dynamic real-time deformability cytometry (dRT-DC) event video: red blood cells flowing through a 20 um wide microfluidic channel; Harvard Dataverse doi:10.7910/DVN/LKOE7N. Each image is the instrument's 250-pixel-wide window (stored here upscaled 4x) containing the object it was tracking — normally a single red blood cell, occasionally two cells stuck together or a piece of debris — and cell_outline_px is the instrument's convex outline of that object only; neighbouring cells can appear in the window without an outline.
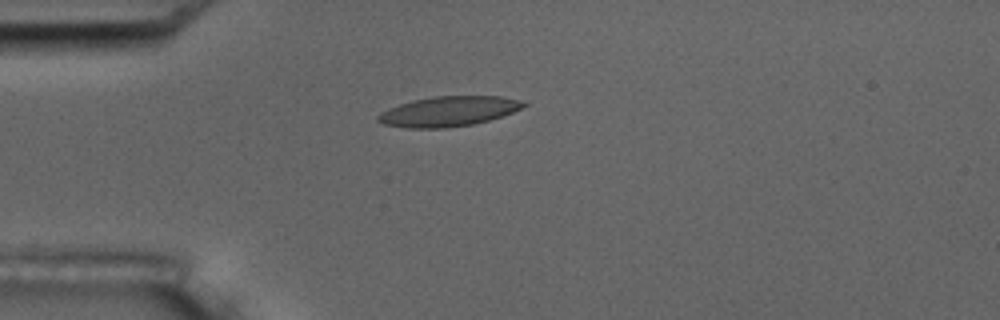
{"species": "common noctule bat (a hibernating species)", "species_latin": "Nyctalus noctula", "temperature_condition": "room temperature", "stored_images_in_passage": 1, "camera_frame_rate_fps": 3000, "um_per_image_px": 0.085, "animal": {"sex": "male", "body_mass_g": 17.5, "forearm_length_mm": 52.3}, "frame": {"image": 1, "passage_image": 1, "time_ms": 0.0, "image_size_px": [1000, 320], "cell_outline_px": [[528, 104], [512, 112], [488, 120], [472, 124], [444, 128], [408, 128], [384, 124], [376, 120], [376, 116], [380, 112], [388, 108], [412, 100], [436, 96], [500, 96], [520, 100]], "centroid_in_image_um": [38.07, 9.46], "position_along_channel_um": 46.9, "area_um2": 25.26}}